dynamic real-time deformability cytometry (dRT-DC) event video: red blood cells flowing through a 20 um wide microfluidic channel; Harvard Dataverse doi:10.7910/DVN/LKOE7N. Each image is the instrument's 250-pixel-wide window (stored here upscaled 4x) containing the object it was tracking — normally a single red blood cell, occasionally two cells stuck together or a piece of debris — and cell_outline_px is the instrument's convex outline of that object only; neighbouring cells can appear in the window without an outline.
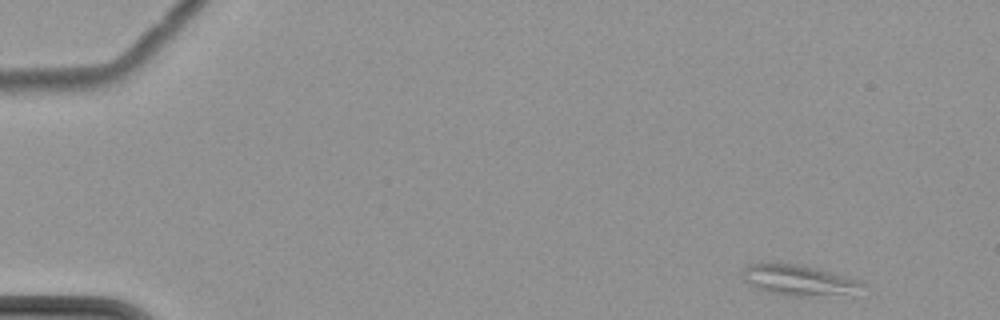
{"species": "common noctule bat (a hibernating species)", "species_latin": "Nyctalus noctula", "temperature_condition": "cold", "stored_images_in_passage": 6, "camera_frame_rate_fps": 3000, "um_per_image_px": 0.085, "animal": {"sex": "female", "body_mass_g": 22.7, "forearm_length_mm": 54.2}, "frame": {"image": 1, "passage_image": 1, "time_ms": 0.0, "image_size_px": [1000, 320], "cell_outline_px": [[864, 284], [844, 292], [808, 296], [788, 296], [768, 292], [756, 288], [744, 280], [744, 268], [748, 264], [804, 264], [864, 280]], "centroid_in_image_um": [67.84, 23.78], "position_along_channel_um": 17.2, "area_um2": 20.69}}
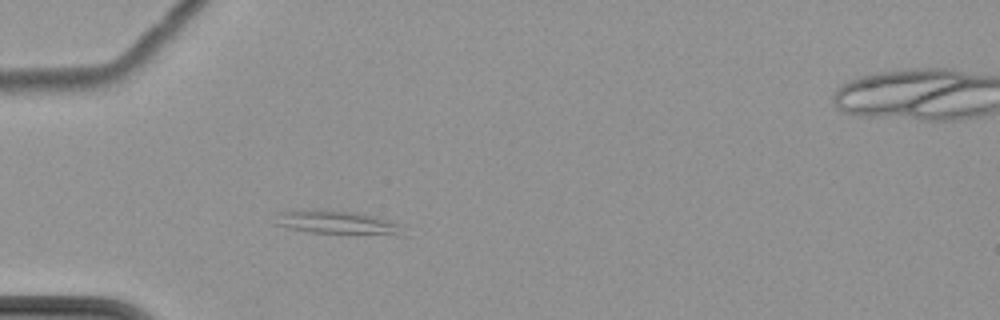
{"frame": {"image": 2, "passage_image": 5, "time_ms": 5.0, "image_size_px": [1000, 320], "cell_outline_px": [[408, 236], [356, 236], [308, 232], [288, 228], [276, 224], [276, 212], [312, 208], [324, 208], [356, 212], [404, 224]], "centroid_in_image_um": [28.81, 18.95], "position_along_channel_um": 56.2, "area_um2": 19.19}}